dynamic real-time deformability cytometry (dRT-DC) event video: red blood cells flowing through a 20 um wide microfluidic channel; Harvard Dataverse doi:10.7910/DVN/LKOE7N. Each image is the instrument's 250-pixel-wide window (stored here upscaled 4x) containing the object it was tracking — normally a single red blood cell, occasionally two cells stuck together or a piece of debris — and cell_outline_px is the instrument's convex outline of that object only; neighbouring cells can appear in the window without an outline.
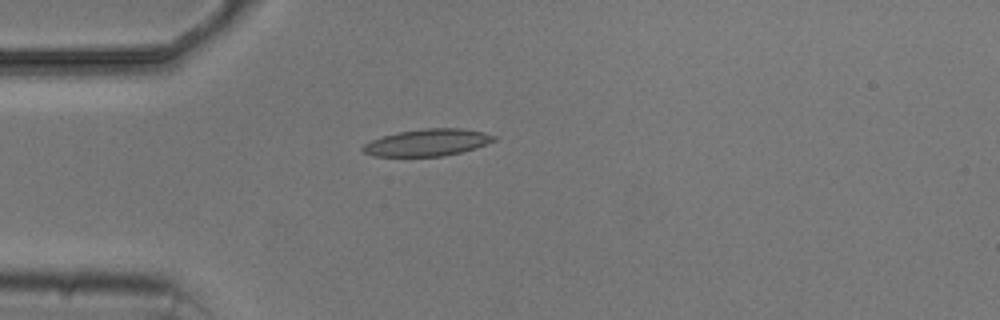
{"species": "common noctule bat (a hibernating species)", "species_latin": "Nyctalus noctula", "temperature_condition": "cold", "stored_images_in_passage": 4, "camera_frame_rate_fps": 3000, "um_per_image_px": 0.085, "animal": {"sex": "male", "body_mass_g": 20.5, "forearm_length_mm": 52.5}, "frame": {"image": 1, "passage_image": 4, "time_ms": 4.333, "image_size_px": [1000, 320], "cell_outline_px": [[496, 140], [476, 148], [444, 156], [372, 156], [360, 152], [360, 148], [364, 144], [372, 140], [396, 132], [424, 128], [460, 128], [484, 132], [496, 136]], "centroid_in_image_um": [36.3, 12.11], "position_along_channel_um": 48.7, "area_um2": 20.69}}